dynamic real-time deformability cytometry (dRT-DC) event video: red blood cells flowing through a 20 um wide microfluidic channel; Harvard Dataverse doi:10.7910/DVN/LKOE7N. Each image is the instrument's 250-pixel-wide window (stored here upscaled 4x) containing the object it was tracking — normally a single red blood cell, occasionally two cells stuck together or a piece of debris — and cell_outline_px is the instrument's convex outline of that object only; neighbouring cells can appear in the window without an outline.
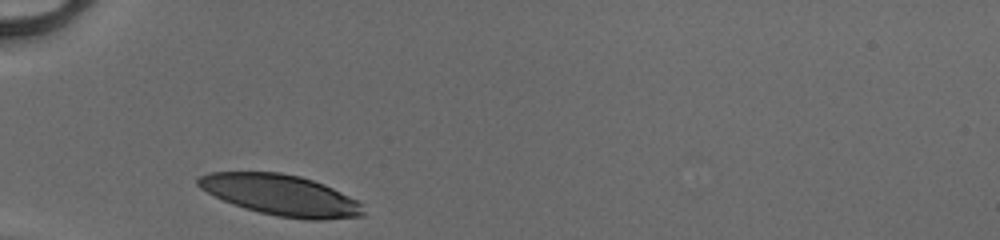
{"species": "human", "species_latin": "Homo sapiens", "temperature_condition": "cold", "stored_images_in_passage": 26, "camera_frame_rate_fps": 3000, "um_per_image_px": 0.085, "donor": {"sex": "male"}, "frame": {"image": 1, "passage_image": 1, "time_ms": 0.0, "image_size_px": [1000, 240], "cell_outline_px": [[364, 216], [324, 220], [304, 220], [276, 216], [244, 208], [232, 204], [200, 188], [196, 184], [196, 180], [200, 176], [208, 172], [280, 172], [300, 176], [324, 184], [356, 200], [360, 204], [364, 212]], "centroid_in_image_um": [23.86, 16.59], "position_along_channel_um": 61.1, "area_um2": 39.19}}
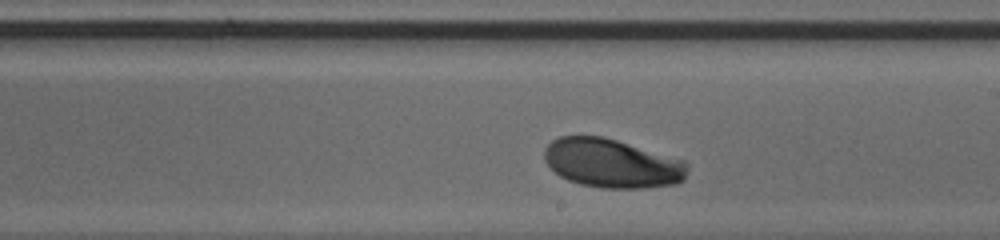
{"frame": {"image": 2, "passage_image": 15, "time_ms": 4.667, "image_size_px": [1000, 240], "cell_outline_px": [[688, 168], [684, 180], [680, 184], [648, 188], [600, 188], [580, 184], [568, 180], [560, 176], [544, 160], [544, 148], [552, 140], [560, 136], [604, 136], [684, 160], [688, 164]], "centroid_in_image_um": [52.04, 13.89], "position_along_channel_um": 237.0, "area_um2": 41.1}}
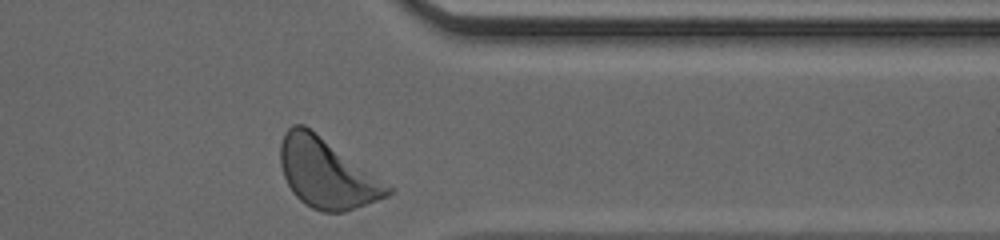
{"frame": {"image": 3, "passage_image": 26, "time_ms": 8.333, "image_size_px": [1000, 240], "cell_outline_px": [[396, 192], [388, 196], [344, 212], [324, 212], [312, 208], [304, 204], [292, 192], [284, 176], [280, 164], [280, 144], [284, 132], [292, 124], [304, 124], [396, 188]], "centroid_in_image_um": [27.8, 14.73], "position_along_channel_um": 383.6, "area_um2": 43.7}, "authors_computed_cell_mechanics": {"area_um2": 40.749, "velocity_mm_per_s": 4.0509, "shape_relaxation_time_tau1_ms": 2.8639, "shape_relaxation_time_tau2_ms": null, "deformation_change_tau1": 0.1532, "deformation_change_tau2": null}}